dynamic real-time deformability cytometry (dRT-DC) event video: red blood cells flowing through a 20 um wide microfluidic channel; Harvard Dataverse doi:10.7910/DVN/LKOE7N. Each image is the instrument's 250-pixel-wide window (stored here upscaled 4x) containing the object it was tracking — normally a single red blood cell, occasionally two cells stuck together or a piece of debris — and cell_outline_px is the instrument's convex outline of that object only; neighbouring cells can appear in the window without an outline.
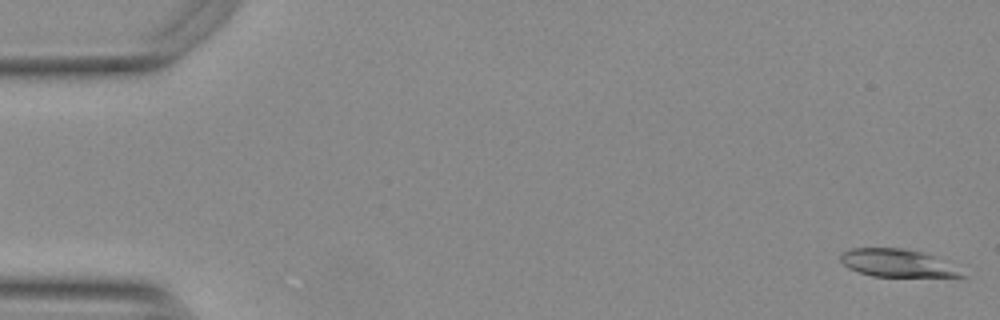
{"species": "Egyptian fruit bat (a non-hibernating species)", "species_latin": "Rousettus aegyptiacus", "temperature_condition": "warm", "stored_images_in_passage": 55, "segment_of_instrument_passage": [1, 2], "camera_frame_rate_fps": 3000, "um_per_image_px": 0.085, "animal": {"sex": "female"}, "frame": {"image": 1, "passage_image": 1, "time_ms": 0.0, "image_size_px": [1000, 320], "cell_outline_px": [[968, 276], [872, 276], [848, 268], [840, 260], [840, 256], [844, 252], [852, 248], [900, 248], [924, 252], [932, 256]], "centroid_in_image_um": [76.16, 22.35], "position_along_channel_um": 8.8, "area_um2": 18.84}}
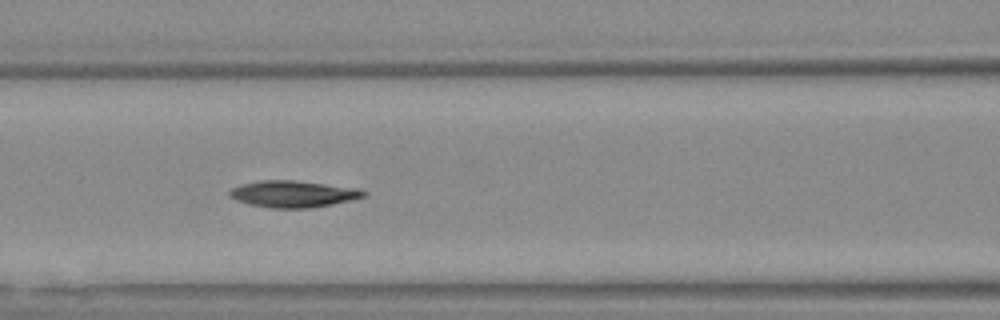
{"frame": {"image": 2, "passage_image": 23, "time_ms": 7.333, "image_size_px": [1000, 320], "cell_outline_px": [[368, 196], [352, 200], [312, 208], [272, 208], [248, 204], [236, 200], [228, 196], [228, 192], [232, 188], [240, 184], [264, 180], [292, 180], [356, 188], [368, 192]], "centroid_in_image_um": [24.91, 16.49], "position_along_channel_um": 141.7, "area_um2": 20.87}}
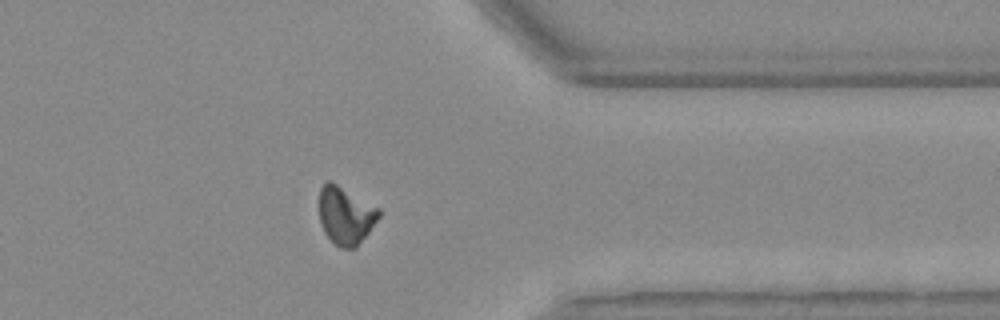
{"frame": {"image": 3, "passage_image": 43, "time_ms": 14.0, "image_size_px": [1000, 320], "cell_outline_px": [[380, 216], [356, 248], [340, 248], [324, 232], [320, 224], [320, 188], [328, 180], [336, 184], [380, 208]], "centroid_in_image_um": [29.38, 18.32], "position_along_channel_um": 382.0, "area_um2": 19.77}}